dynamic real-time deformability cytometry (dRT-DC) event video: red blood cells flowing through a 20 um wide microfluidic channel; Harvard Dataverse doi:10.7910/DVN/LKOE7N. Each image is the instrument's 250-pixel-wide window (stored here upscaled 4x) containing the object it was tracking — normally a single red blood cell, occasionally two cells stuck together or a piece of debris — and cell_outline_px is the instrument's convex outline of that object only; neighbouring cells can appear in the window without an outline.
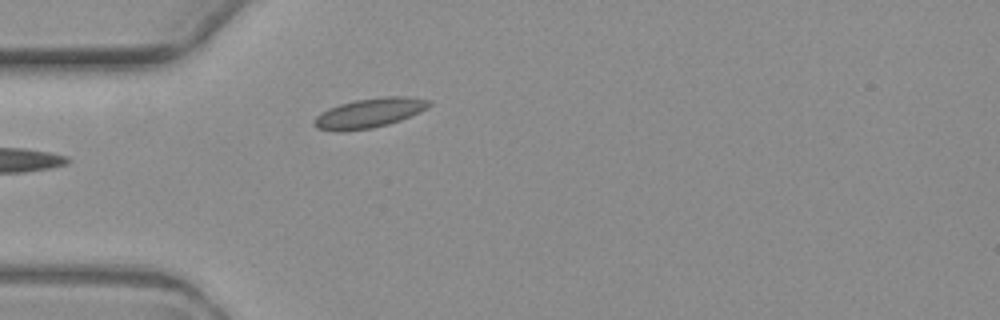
{"species": "common noctule bat (a hibernating species)", "species_latin": "Nyctalus noctula", "temperature_condition": "warm", "stored_images_in_passage": 2, "camera_frame_rate_fps": 3000, "um_per_image_px": 0.085, "animal": {"sex": "female", "body_mass_g": 19.3, "forearm_length_mm": 54.1}, "frame": {"image": 1, "passage_image": 2, "time_ms": 1.333, "image_size_px": [1000, 320], "cell_outline_px": [[432, 104], [428, 108], [420, 112], [400, 120], [388, 124], [372, 128], [344, 132], [340, 132], [316, 128], [312, 124], [312, 120], [320, 112], [328, 108], [340, 104], [356, 100], [384, 96], [408, 96], [432, 100]], "centroid_in_image_um": [31.39, 9.61], "position_along_channel_um": 53.6, "area_um2": 20.11}}